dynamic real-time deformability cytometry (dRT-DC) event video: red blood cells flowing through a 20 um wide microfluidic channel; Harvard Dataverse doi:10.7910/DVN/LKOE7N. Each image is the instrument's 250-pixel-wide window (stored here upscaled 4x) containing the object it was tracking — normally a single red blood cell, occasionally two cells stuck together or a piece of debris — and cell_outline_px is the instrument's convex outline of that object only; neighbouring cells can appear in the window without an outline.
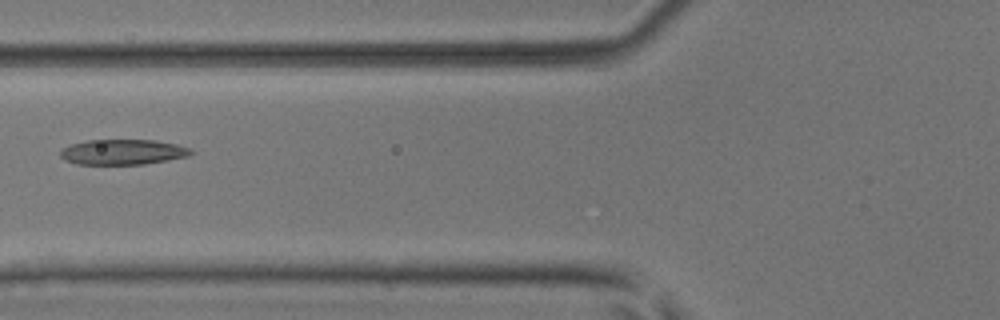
{"species": "common noctule bat (a hibernating species)", "species_latin": "Nyctalus noctula", "temperature_condition": "room temperature", "stored_images_in_passage": 5, "camera_frame_rate_fps": 3000, "um_per_image_px": 0.085, "animal": {"sex": "male", "body_mass_g": 17.9, "forearm_length_mm": 54.2}, "frame": {"image": 1, "passage_image": 5, "time_ms": 1.333, "image_size_px": [1000, 320], "cell_outline_px": [[196, 152], [188, 156], [168, 160], [144, 164], [76, 164], [64, 160], [60, 156], [60, 152], [64, 148], [72, 144], [88, 140], [156, 140], [176, 144], [192, 148]], "centroid_in_image_um": [10.49, 12.92], "position_along_channel_um": 115.3, "area_um2": 19.31}}